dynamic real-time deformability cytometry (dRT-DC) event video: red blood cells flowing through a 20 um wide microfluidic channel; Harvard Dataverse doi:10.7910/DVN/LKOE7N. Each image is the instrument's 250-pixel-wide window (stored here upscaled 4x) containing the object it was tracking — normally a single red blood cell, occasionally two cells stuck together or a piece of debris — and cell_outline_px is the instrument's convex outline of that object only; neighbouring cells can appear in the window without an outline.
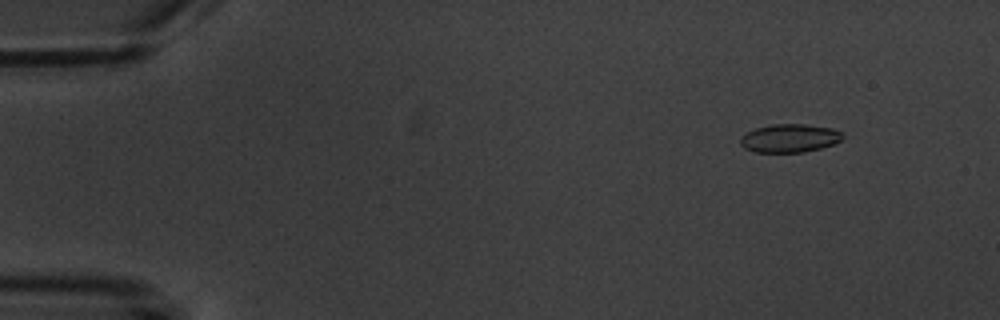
{"species": "common noctule bat (a hibernating species)", "species_latin": "Nyctalus noctula", "temperature_condition": "warm", "stored_images_in_passage": 7, "camera_frame_rate_fps": 3000, "um_per_image_px": 0.085, "animal": {"sex": "male", "body_mass_g": 20.1, "forearm_length_mm": 53.5}, "frame": {"image": 1, "passage_image": 2, "time_ms": 1.333, "image_size_px": [1000, 320], "cell_outline_px": [[844, 136], [840, 140], [832, 144], [820, 148], [804, 152], [756, 152], [744, 148], [740, 144], [740, 140], [748, 132], [756, 128], [772, 124], [804, 124], [832, 128], [844, 132]], "centroid_in_image_um": [67.14, 11.74], "position_along_channel_um": 17.9, "area_um2": 16.76}}
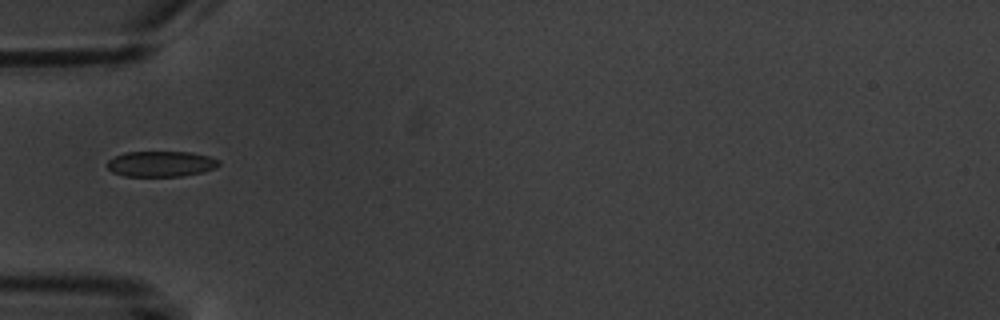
{"frame": {"image": 2, "passage_image": 5, "time_ms": 5.667, "image_size_px": [1000, 320], "cell_outline_px": [[220, 164], [216, 168], [204, 172], [180, 176], [124, 176], [112, 172], [108, 168], [108, 160], [124, 152], [192, 152], [208, 156], [220, 160]], "centroid_in_image_um": [13.71, 13.93], "position_along_channel_um": 71.3, "area_um2": 16.7}}
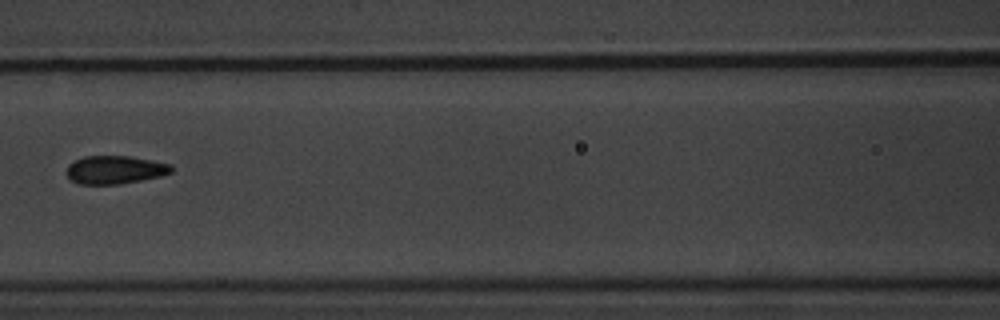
{"frame": {"image": 3, "passage_image": 7, "time_ms": 8.0, "image_size_px": [1000, 320], "cell_outline_px": [[172, 172], [160, 176], [120, 184], [76, 184], [68, 176], [68, 164], [84, 156], [128, 156], [172, 164]], "centroid_in_image_um": [9.77, 14.43], "position_along_channel_um": 156.8, "area_um2": 17.05}}